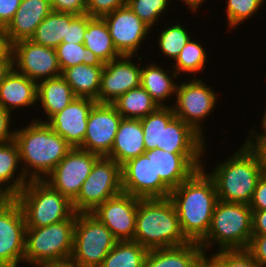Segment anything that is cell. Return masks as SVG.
<instances>
[{
  "label": "cell",
  "instance_id": "cell-1",
  "mask_svg": "<svg viewBox=\"0 0 266 267\" xmlns=\"http://www.w3.org/2000/svg\"><path fill=\"white\" fill-rule=\"evenodd\" d=\"M204 166L172 189L168 197L177 212L181 231L189 242L199 243L206 236L218 202L214 181Z\"/></svg>",
  "mask_w": 266,
  "mask_h": 267
},
{
  "label": "cell",
  "instance_id": "cell-2",
  "mask_svg": "<svg viewBox=\"0 0 266 267\" xmlns=\"http://www.w3.org/2000/svg\"><path fill=\"white\" fill-rule=\"evenodd\" d=\"M22 172L28 180H44L72 147L46 122L32 120L15 130ZM29 171V172H28Z\"/></svg>",
  "mask_w": 266,
  "mask_h": 267
},
{
  "label": "cell",
  "instance_id": "cell-3",
  "mask_svg": "<svg viewBox=\"0 0 266 267\" xmlns=\"http://www.w3.org/2000/svg\"><path fill=\"white\" fill-rule=\"evenodd\" d=\"M242 146L207 173L214 181L218 200L249 204L257 181L264 173L259 151L247 140Z\"/></svg>",
  "mask_w": 266,
  "mask_h": 267
},
{
  "label": "cell",
  "instance_id": "cell-4",
  "mask_svg": "<svg viewBox=\"0 0 266 267\" xmlns=\"http://www.w3.org/2000/svg\"><path fill=\"white\" fill-rule=\"evenodd\" d=\"M133 241L148 250L187 244L177 212L169 198L140 199Z\"/></svg>",
  "mask_w": 266,
  "mask_h": 267
},
{
  "label": "cell",
  "instance_id": "cell-5",
  "mask_svg": "<svg viewBox=\"0 0 266 267\" xmlns=\"http://www.w3.org/2000/svg\"><path fill=\"white\" fill-rule=\"evenodd\" d=\"M252 237V210L249 204L218 200L206 236L199 242L203 248L212 249V244L222 250H244Z\"/></svg>",
  "mask_w": 266,
  "mask_h": 267
},
{
  "label": "cell",
  "instance_id": "cell-6",
  "mask_svg": "<svg viewBox=\"0 0 266 267\" xmlns=\"http://www.w3.org/2000/svg\"><path fill=\"white\" fill-rule=\"evenodd\" d=\"M20 204L26 228H40L69 219L72 202L45 180H29L14 197Z\"/></svg>",
  "mask_w": 266,
  "mask_h": 267
},
{
  "label": "cell",
  "instance_id": "cell-7",
  "mask_svg": "<svg viewBox=\"0 0 266 267\" xmlns=\"http://www.w3.org/2000/svg\"><path fill=\"white\" fill-rule=\"evenodd\" d=\"M75 223L76 212L67 220L40 228H26L24 263L36 267L43 263L70 261Z\"/></svg>",
  "mask_w": 266,
  "mask_h": 267
},
{
  "label": "cell",
  "instance_id": "cell-8",
  "mask_svg": "<svg viewBox=\"0 0 266 267\" xmlns=\"http://www.w3.org/2000/svg\"><path fill=\"white\" fill-rule=\"evenodd\" d=\"M117 241L112 232L91 213H76L70 261L76 267H100Z\"/></svg>",
  "mask_w": 266,
  "mask_h": 267
},
{
  "label": "cell",
  "instance_id": "cell-9",
  "mask_svg": "<svg viewBox=\"0 0 266 267\" xmlns=\"http://www.w3.org/2000/svg\"><path fill=\"white\" fill-rule=\"evenodd\" d=\"M121 192V165L108 157H100L93 165L72 206L76 213H91Z\"/></svg>",
  "mask_w": 266,
  "mask_h": 267
},
{
  "label": "cell",
  "instance_id": "cell-10",
  "mask_svg": "<svg viewBox=\"0 0 266 267\" xmlns=\"http://www.w3.org/2000/svg\"><path fill=\"white\" fill-rule=\"evenodd\" d=\"M174 115L187 123L204 140L202 121L215 109L217 95L201 79L193 78L189 82L177 84Z\"/></svg>",
  "mask_w": 266,
  "mask_h": 267
},
{
  "label": "cell",
  "instance_id": "cell-11",
  "mask_svg": "<svg viewBox=\"0 0 266 267\" xmlns=\"http://www.w3.org/2000/svg\"><path fill=\"white\" fill-rule=\"evenodd\" d=\"M100 157L81 148H72L44 180L73 202Z\"/></svg>",
  "mask_w": 266,
  "mask_h": 267
},
{
  "label": "cell",
  "instance_id": "cell-12",
  "mask_svg": "<svg viewBox=\"0 0 266 267\" xmlns=\"http://www.w3.org/2000/svg\"><path fill=\"white\" fill-rule=\"evenodd\" d=\"M123 192L141 199L168 198L171 189L156 178L153 154L132 158L121 165Z\"/></svg>",
  "mask_w": 266,
  "mask_h": 267
},
{
  "label": "cell",
  "instance_id": "cell-13",
  "mask_svg": "<svg viewBox=\"0 0 266 267\" xmlns=\"http://www.w3.org/2000/svg\"><path fill=\"white\" fill-rule=\"evenodd\" d=\"M13 67L30 80L39 82L61 75L56 49L24 39L12 44Z\"/></svg>",
  "mask_w": 266,
  "mask_h": 267
},
{
  "label": "cell",
  "instance_id": "cell-14",
  "mask_svg": "<svg viewBox=\"0 0 266 267\" xmlns=\"http://www.w3.org/2000/svg\"><path fill=\"white\" fill-rule=\"evenodd\" d=\"M25 232L23 210L13 198L0 210V267L24 264Z\"/></svg>",
  "mask_w": 266,
  "mask_h": 267
},
{
  "label": "cell",
  "instance_id": "cell-15",
  "mask_svg": "<svg viewBox=\"0 0 266 267\" xmlns=\"http://www.w3.org/2000/svg\"><path fill=\"white\" fill-rule=\"evenodd\" d=\"M122 118L113 104L96 102L88 115L81 149L106 157L111 152Z\"/></svg>",
  "mask_w": 266,
  "mask_h": 267
},
{
  "label": "cell",
  "instance_id": "cell-16",
  "mask_svg": "<svg viewBox=\"0 0 266 267\" xmlns=\"http://www.w3.org/2000/svg\"><path fill=\"white\" fill-rule=\"evenodd\" d=\"M140 199L121 192L99 205L91 214L103 223L118 241L133 240Z\"/></svg>",
  "mask_w": 266,
  "mask_h": 267
},
{
  "label": "cell",
  "instance_id": "cell-17",
  "mask_svg": "<svg viewBox=\"0 0 266 267\" xmlns=\"http://www.w3.org/2000/svg\"><path fill=\"white\" fill-rule=\"evenodd\" d=\"M112 42L120 55L135 56L152 30L130 8L124 5L105 15Z\"/></svg>",
  "mask_w": 266,
  "mask_h": 267
},
{
  "label": "cell",
  "instance_id": "cell-18",
  "mask_svg": "<svg viewBox=\"0 0 266 267\" xmlns=\"http://www.w3.org/2000/svg\"><path fill=\"white\" fill-rule=\"evenodd\" d=\"M133 57L121 55L104 63L98 103L112 104L124 93L140 86L141 65L134 64L131 60Z\"/></svg>",
  "mask_w": 266,
  "mask_h": 267
},
{
  "label": "cell",
  "instance_id": "cell-19",
  "mask_svg": "<svg viewBox=\"0 0 266 267\" xmlns=\"http://www.w3.org/2000/svg\"><path fill=\"white\" fill-rule=\"evenodd\" d=\"M95 103L96 100L91 98L75 97L46 123L72 148H81L87 130L88 115Z\"/></svg>",
  "mask_w": 266,
  "mask_h": 267
},
{
  "label": "cell",
  "instance_id": "cell-20",
  "mask_svg": "<svg viewBox=\"0 0 266 267\" xmlns=\"http://www.w3.org/2000/svg\"><path fill=\"white\" fill-rule=\"evenodd\" d=\"M147 152L153 154L156 178H161L171 190L203 167L201 162L203 155H205L169 153L159 148Z\"/></svg>",
  "mask_w": 266,
  "mask_h": 267
},
{
  "label": "cell",
  "instance_id": "cell-21",
  "mask_svg": "<svg viewBox=\"0 0 266 267\" xmlns=\"http://www.w3.org/2000/svg\"><path fill=\"white\" fill-rule=\"evenodd\" d=\"M51 12L50 0H22L12 21L5 28L10 43L30 39Z\"/></svg>",
  "mask_w": 266,
  "mask_h": 267
},
{
  "label": "cell",
  "instance_id": "cell-22",
  "mask_svg": "<svg viewBox=\"0 0 266 267\" xmlns=\"http://www.w3.org/2000/svg\"><path fill=\"white\" fill-rule=\"evenodd\" d=\"M36 103H39L37 82L13 67L0 84V107L11 112L14 108H28Z\"/></svg>",
  "mask_w": 266,
  "mask_h": 267
},
{
  "label": "cell",
  "instance_id": "cell-23",
  "mask_svg": "<svg viewBox=\"0 0 266 267\" xmlns=\"http://www.w3.org/2000/svg\"><path fill=\"white\" fill-rule=\"evenodd\" d=\"M205 144L198 133L176 116L162 128L161 149L166 152L204 154Z\"/></svg>",
  "mask_w": 266,
  "mask_h": 267
},
{
  "label": "cell",
  "instance_id": "cell-24",
  "mask_svg": "<svg viewBox=\"0 0 266 267\" xmlns=\"http://www.w3.org/2000/svg\"><path fill=\"white\" fill-rule=\"evenodd\" d=\"M144 133L140 119L122 118L111 152L106 156L122 165L145 153Z\"/></svg>",
  "mask_w": 266,
  "mask_h": 267
},
{
  "label": "cell",
  "instance_id": "cell-25",
  "mask_svg": "<svg viewBox=\"0 0 266 267\" xmlns=\"http://www.w3.org/2000/svg\"><path fill=\"white\" fill-rule=\"evenodd\" d=\"M203 254V248L197 242L151 249L145 258L144 267H194Z\"/></svg>",
  "mask_w": 266,
  "mask_h": 267
},
{
  "label": "cell",
  "instance_id": "cell-26",
  "mask_svg": "<svg viewBox=\"0 0 266 267\" xmlns=\"http://www.w3.org/2000/svg\"><path fill=\"white\" fill-rule=\"evenodd\" d=\"M75 97L70 85L61 75L39 81L37 83V101L42 105L47 120L39 118L34 120L47 122L53 115L69 105Z\"/></svg>",
  "mask_w": 266,
  "mask_h": 267
},
{
  "label": "cell",
  "instance_id": "cell-27",
  "mask_svg": "<svg viewBox=\"0 0 266 267\" xmlns=\"http://www.w3.org/2000/svg\"><path fill=\"white\" fill-rule=\"evenodd\" d=\"M141 67V79L140 86L143 87L151 98L160 106H171L164 103L167 98H172L175 95L177 84L173 78L178 79V75L174 70H171L173 74L169 76L168 71L164 68H160L156 64L146 65ZM174 81V82H173ZM173 94V95H172Z\"/></svg>",
  "mask_w": 266,
  "mask_h": 267
},
{
  "label": "cell",
  "instance_id": "cell-28",
  "mask_svg": "<svg viewBox=\"0 0 266 267\" xmlns=\"http://www.w3.org/2000/svg\"><path fill=\"white\" fill-rule=\"evenodd\" d=\"M104 66L75 65L62 71L61 76L70 85L76 97H87L96 100L101 84Z\"/></svg>",
  "mask_w": 266,
  "mask_h": 267
},
{
  "label": "cell",
  "instance_id": "cell-29",
  "mask_svg": "<svg viewBox=\"0 0 266 267\" xmlns=\"http://www.w3.org/2000/svg\"><path fill=\"white\" fill-rule=\"evenodd\" d=\"M83 44L85 48L98 56L103 63H108L121 56L114 47L104 18L101 17H91L88 15V24Z\"/></svg>",
  "mask_w": 266,
  "mask_h": 267
},
{
  "label": "cell",
  "instance_id": "cell-30",
  "mask_svg": "<svg viewBox=\"0 0 266 267\" xmlns=\"http://www.w3.org/2000/svg\"><path fill=\"white\" fill-rule=\"evenodd\" d=\"M19 163V150L16 142L11 140L0 143V185L13 197L29 182L22 170H20L18 176L15 177V174H17L16 171L19 168Z\"/></svg>",
  "mask_w": 266,
  "mask_h": 267
},
{
  "label": "cell",
  "instance_id": "cell-31",
  "mask_svg": "<svg viewBox=\"0 0 266 267\" xmlns=\"http://www.w3.org/2000/svg\"><path fill=\"white\" fill-rule=\"evenodd\" d=\"M76 15L70 13L51 12L38 25L34 35L30 38L34 43L56 49L66 37L67 24Z\"/></svg>",
  "mask_w": 266,
  "mask_h": 267
},
{
  "label": "cell",
  "instance_id": "cell-32",
  "mask_svg": "<svg viewBox=\"0 0 266 267\" xmlns=\"http://www.w3.org/2000/svg\"><path fill=\"white\" fill-rule=\"evenodd\" d=\"M123 118L141 119L154 112L159 105L141 86L131 89L112 103Z\"/></svg>",
  "mask_w": 266,
  "mask_h": 267
},
{
  "label": "cell",
  "instance_id": "cell-33",
  "mask_svg": "<svg viewBox=\"0 0 266 267\" xmlns=\"http://www.w3.org/2000/svg\"><path fill=\"white\" fill-rule=\"evenodd\" d=\"M148 251L133 240L117 241L100 267H144Z\"/></svg>",
  "mask_w": 266,
  "mask_h": 267
},
{
  "label": "cell",
  "instance_id": "cell-34",
  "mask_svg": "<svg viewBox=\"0 0 266 267\" xmlns=\"http://www.w3.org/2000/svg\"><path fill=\"white\" fill-rule=\"evenodd\" d=\"M174 117L172 106H159L154 112L140 119L146 151L161 149L162 128L167 126Z\"/></svg>",
  "mask_w": 266,
  "mask_h": 267
},
{
  "label": "cell",
  "instance_id": "cell-35",
  "mask_svg": "<svg viewBox=\"0 0 266 267\" xmlns=\"http://www.w3.org/2000/svg\"><path fill=\"white\" fill-rule=\"evenodd\" d=\"M58 63L63 71L66 68L85 64L90 66H104V63L83 43L62 42L56 47Z\"/></svg>",
  "mask_w": 266,
  "mask_h": 267
},
{
  "label": "cell",
  "instance_id": "cell-36",
  "mask_svg": "<svg viewBox=\"0 0 266 267\" xmlns=\"http://www.w3.org/2000/svg\"><path fill=\"white\" fill-rule=\"evenodd\" d=\"M200 43L188 40L186 45L182 48L178 58L175 60V65H172L173 70L179 75L181 72L195 75V73L202 72L205 68L207 54L204 47ZM195 72V73H194Z\"/></svg>",
  "mask_w": 266,
  "mask_h": 267
},
{
  "label": "cell",
  "instance_id": "cell-37",
  "mask_svg": "<svg viewBox=\"0 0 266 267\" xmlns=\"http://www.w3.org/2000/svg\"><path fill=\"white\" fill-rule=\"evenodd\" d=\"M183 25L176 22L174 25H170L159 32L158 45L168 58L170 57L174 61L178 58L182 48L186 45L188 40L191 38Z\"/></svg>",
  "mask_w": 266,
  "mask_h": 267
},
{
  "label": "cell",
  "instance_id": "cell-38",
  "mask_svg": "<svg viewBox=\"0 0 266 267\" xmlns=\"http://www.w3.org/2000/svg\"><path fill=\"white\" fill-rule=\"evenodd\" d=\"M170 0H127L129 8L150 28L168 8Z\"/></svg>",
  "mask_w": 266,
  "mask_h": 267
},
{
  "label": "cell",
  "instance_id": "cell-39",
  "mask_svg": "<svg viewBox=\"0 0 266 267\" xmlns=\"http://www.w3.org/2000/svg\"><path fill=\"white\" fill-rule=\"evenodd\" d=\"M265 4L264 0H227L228 28L238 27L242 22L251 18Z\"/></svg>",
  "mask_w": 266,
  "mask_h": 267
},
{
  "label": "cell",
  "instance_id": "cell-40",
  "mask_svg": "<svg viewBox=\"0 0 266 267\" xmlns=\"http://www.w3.org/2000/svg\"><path fill=\"white\" fill-rule=\"evenodd\" d=\"M221 267H261L246 250H222L211 256Z\"/></svg>",
  "mask_w": 266,
  "mask_h": 267
},
{
  "label": "cell",
  "instance_id": "cell-41",
  "mask_svg": "<svg viewBox=\"0 0 266 267\" xmlns=\"http://www.w3.org/2000/svg\"><path fill=\"white\" fill-rule=\"evenodd\" d=\"M127 5V0H87L86 13L91 17H101Z\"/></svg>",
  "mask_w": 266,
  "mask_h": 267
},
{
  "label": "cell",
  "instance_id": "cell-42",
  "mask_svg": "<svg viewBox=\"0 0 266 267\" xmlns=\"http://www.w3.org/2000/svg\"><path fill=\"white\" fill-rule=\"evenodd\" d=\"M88 14L76 15L69 24H67L66 37L62 42L83 43L84 34L87 29Z\"/></svg>",
  "mask_w": 266,
  "mask_h": 267
},
{
  "label": "cell",
  "instance_id": "cell-43",
  "mask_svg": "<svg viewBox=\"0 0 266 267\" xmlns=\"http://www.w3.org/2000/svg\"><path fill=\"white\" fill-rule=\"evenodd\" d=\"M50 2L53 12L82 15L87 11V0H50Z\"/></svg>",
  "mask_w": 266,
  "mask_h": 267
},
{
  "label": "cell",
  "instance_id": "cell-44",
  "mask_svg": "<svg viewBox=\"0 0 266 267\" xmlns=\"http://www.w3.org/2000/svg\"><path fill=\"white\" fill-rule=\"evenodd\" d=\"M246 250L261 267L266 266V235H252Z\"/></svg>",
  "mask_w": 266,
  "mask_h": 267
},
{
  "label": "cell",
  "instance_id": "cell-45",
  "mask_svg": "<svg viewBox=\"0 0 266 267\" xmlns=\"http://www.w3.org/2000/svg\"><path fill=\"white\" fill-rule=\"evenodd\" d=\"M252 211L266 210V174L258 179L252 199L249 203Z\"/></svg>",
  "mask_w": 266,
  "mask_h": 267
},
{
  "label": "cell",
  "instance_id": "cell-46",
  "mask_svg": "<svg viewBox=\"0 0 266 267\" xmlns=\"http://www.w3.org/2000/svg\"><path fill=\"white\" fill-rule=\"evenodd\" d=\"M22 0H0V28L5 29L12 21Z\"/></svg>",
  "mask_w": 266,
  "mask_h": 267
},
{
  "label": "cell",
  "instance_id": "cell-47",
  "mask_svg": "<svg viewBox=\"0 0 266 267\" xmlns=\"http://www.w3.org/2000/svg\"><path fill=\"white\" fill-rule=\"evenodd\" d=\"M11 113L0 107V143L14 140L15 130L10 131Z\"/></svg>",
  "mask_w": 266,
  "mask_h": 267
},
{
  "label": "cell",
  "instance_id": "cell-48",
  "mask_svg": "<svg viewBox=\"0 0 266 267\" xmlns=\"http://www.w3.org/2000/svg\"><path fill=\"white\" fill-rule=\"evenodd\" d=\"M252 235H266V210L252 211Z\"/></svg>",
  "mask_w": 266,
  "mask_h": 267
},
{
  "label": "cell",
  "instance_id": "cell-49",
  "mask_svg": "<svg viewBox=\"0 0 266 267\" xmlns=\"http://www.w3.org/2000/svg\"><path fill=\"white\" fill-rule=\"evenodd\" d=\"M0 60H13L12 44L3 28H0Z\"/></svg>",
  "mask_w": 266,
  "mask_h": 267
},
{
  "label": "cell",
  "instance_id": "cell-50",
  "mask_svg": "<svg viewBox=\"0 0 266 267\" xmlns=\"http://www.w3.org/2000/svg\"><path fill=\"white\" fill-rule=\"evenodd\" d=\"M247 141L259 151L263 161L264 173L266 174V139H247Z\"/></svg>",
  "mask_w": 266,
  "mask_h": 267
},
{
  "label": "cell",
  "instance_id": "cell-51",
  "mask_svg": "<svg viewBox=\"0 0 266 267\" xmlns=\"http://www.w3.org/2000/svg\"><path fill=\"white\" fill-rule=\"evenodd\" d=\"M194 267H221L212 257L208 258V255L203 254L199 260L195 263Z\"/></svg>",
  "mask_w": 266,
  "mask_h": 267
},
{
  "label": "cell",
  "instance_id": "cell-52",
  "mask_svg": "<svg viewBox=\"0 0 266 267\" xmlns=\"http://www.w3.org/2000/svg\"><path fill=\"white\" fill-rule=\"evenodd\" d=\"M13 68V60H0V84Z\"/></svg>",
  "mask_w": 266,
  "mask_h": 267
},
{
  "label": "cell",
  "instance_id": "cell-53",
  "mask_svg": "<svg viewBox=\"0 0 266 267\" xmlns=\"http://www.w3.org/2000/svg\"><path fill=\"white\" fill-rule=\"evenodd\" d=\"M263 132L262 133H256L255 130H251L249 133V136L247 139H266V110L264 112V117H263V120H262V126H261ZM252 132V133H251ZM255 132V133H254Z\"/></svg>",
  "mask_w": 266,
  "mask_h": 267
},
{
  "label": "cell",
  "instance_id": "cell-54",
  "mask_svg": "<svg viewBox=\"0 0 266 267\" xmlns=\"http://www.w3.org/2000/svg\"><path fill=\"white\" fill-rule=\"evenodd\" d=\"M14 197L0 185V210L7 205Z\"/></svg>",
  "mask_w": 266,
  "mask_h": 267
},
{
  "label": "cell",
  "instance_id": "cell-55",
  "mask_svg": "<svg viewBox=\"0 0 266 267\" xmlns=\"http://www.w3.org/2000/svg\"><path fill=\"white\" fill-rule=\"evenodd\" d=\"M37 267H76L71 261L59 262V263H43L37 265Z\"/></svg>",
  "mask_w": 266,
  "mask_h": 267
},
{
  "label": "cell",
  "instance_id": "cell-56",
  "mask_svg": "<svg viewBox=\"0 0 266 267\" xmlns=\"http://www.w3.org/2000/svg\"><path fill=\"white\" fill-rule=\"evenodd\" d=\"M182 2H184L186 4V7L188 6L189 9L191 8V11H196L198 10V8H200L201 4L205 1V0H180Z\"/></svg>",
  "mask_w": 266,
  "mask_h": 267
}]
</instances>
